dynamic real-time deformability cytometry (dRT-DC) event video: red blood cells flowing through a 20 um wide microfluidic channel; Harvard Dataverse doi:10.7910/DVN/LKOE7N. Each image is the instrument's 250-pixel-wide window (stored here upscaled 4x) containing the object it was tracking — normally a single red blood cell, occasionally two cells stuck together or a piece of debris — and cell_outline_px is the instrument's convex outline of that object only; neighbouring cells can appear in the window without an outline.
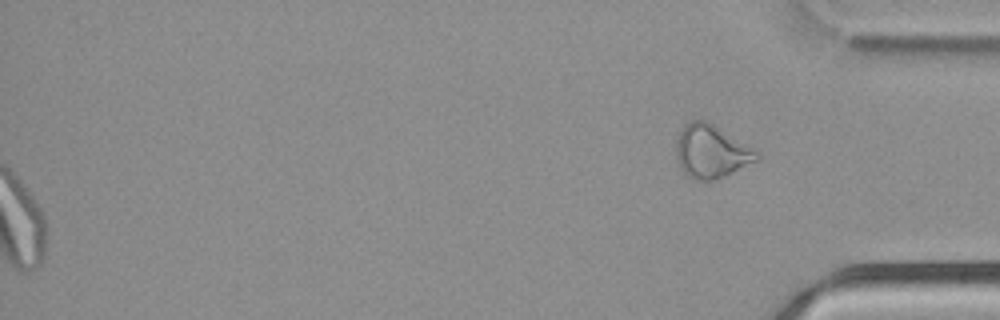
{"species": "common noctule bat (a hibernating species)", "species_latin": "Nyctalus noctula", "temperature_condition": "cold", "stored_images_in_passage": 50, "segment_of_instrument_passage": [2, 2], "camera_frame_rate_fps": 3000, "um_per_image_px": 0.085, "animal": {"sex": "male", "body_mass_g": 21.5, "forearm_length_mm": 52.0}, "frame": {"image": 1, "passage_image": 50, "time_ms": 16.333, "image_size_px": [1000, 320], "cell_outline_px": [[760, 160], [724, 176], [712, 180], [696, 180], [688, 176], [680, 168], [676, 156], [676, 144], [680, 132], [684, 124], [692, 120], [708, 120], [752, 148], [760, 156]], "centroid_in_image_um": [60.44, 12.87], "position_along_channel_um": 374.8, "area_um2": 24.85}}